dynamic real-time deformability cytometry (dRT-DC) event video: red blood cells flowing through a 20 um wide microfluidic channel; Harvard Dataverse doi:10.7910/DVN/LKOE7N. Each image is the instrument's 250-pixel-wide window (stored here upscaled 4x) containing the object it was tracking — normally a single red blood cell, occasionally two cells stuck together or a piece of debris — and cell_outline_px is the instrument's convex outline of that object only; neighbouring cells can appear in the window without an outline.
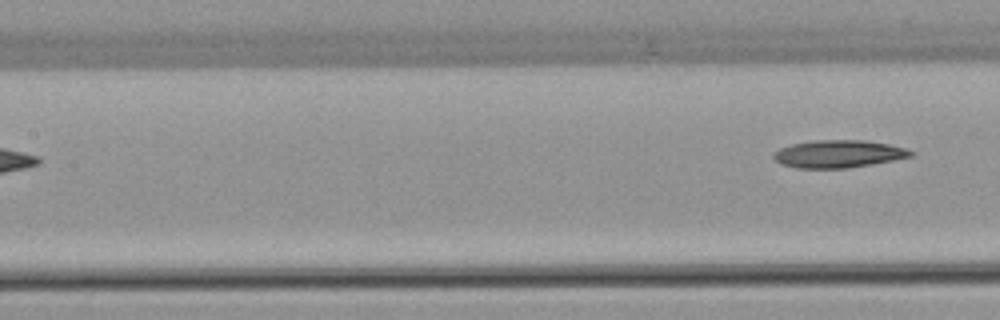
{"species": "common noctule bat (a hibernating species)", "species_latin": "Nyctalus noctula", "temperature_condition": "warm", "stored_images_in_passage": 6, "segment_of_instrument_passage": [2, 2], "camera_frame_rate_fps": 3000, "um_per_image_px": 0.085, "animal": {"sex": "female", "body_mass_g": 22.7, "forearm_length_mm": 54.2}, "frame": {"image": 1, "passage_image": 6, "time_ms": 7.0, "image_size_px": [1000, 320], "cell_outline_px": [[916, 152], [912, 156], [872, 164], [848, 168], [796, 168], [780, 164], [772, 156], [772, 152], [780, 148], [792, 144], [816, 140], [864, 140], [888, 144], [904, 148]], "centroid_in_image_um": [71.24, 13.08], "position_along_channel_um": 136.2, "area_um2": 22.02}}